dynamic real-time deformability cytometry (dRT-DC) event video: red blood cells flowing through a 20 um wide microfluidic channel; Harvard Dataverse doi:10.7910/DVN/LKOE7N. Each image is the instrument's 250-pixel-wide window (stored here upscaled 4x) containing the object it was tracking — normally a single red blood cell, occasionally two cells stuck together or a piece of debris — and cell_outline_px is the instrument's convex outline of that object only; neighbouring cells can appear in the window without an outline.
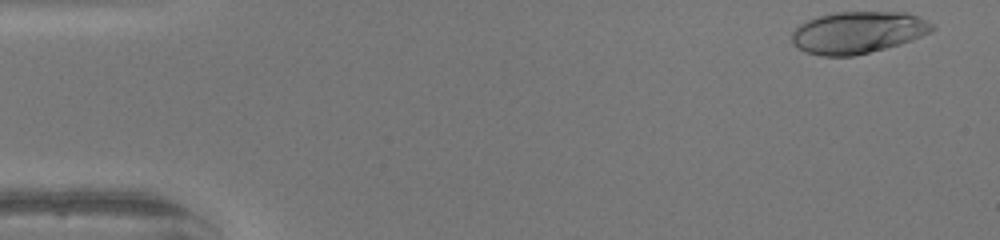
{"species": "human", "species_latin": "Homo sapiens", "temperature_condition": "warm", "stored_images_in_passage": 38, "camera_frame_rate_fps": 3000, "um_per_image_px": 0.085, "donor": {"sex": "female"}, "frame": {"image": 1, "passage_image": 1, "time_ms": 0.0, "image_size_px": [1000, 240], "cell_outline_px": [[936, 28], [932, 32], [912, 40], [900, 44], [852, 56], [820, 56], [804, 52], [796, 48], [792, 44], [792, 32], [800, 24], [808, 20], [820, 16], [836, 12], [904, 12], [920, 16], [932, 24]], "centroid_in_image_um": [72.92, 2.76], "position_along_channel_um": 12.1, "area_um2": 34.39}}
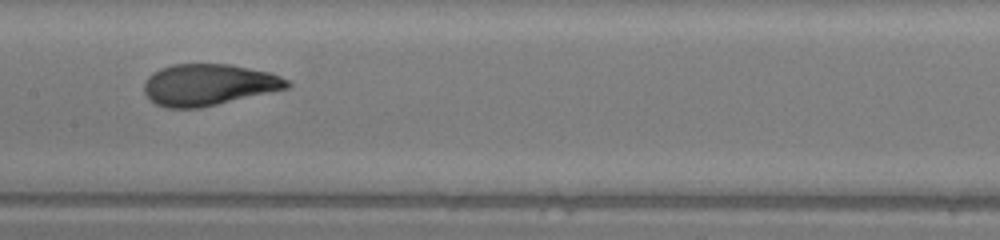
{"frame": {"image": 2, "passage_image": 23, "time_ms": 7.333, "image_size_px": [1000, 240], "cell_outline_px": [[292, 84], [288, 88], [200, 108], [164, 108], [148, 100], [144, 92], [144, 80], [152, 72], [160, 68], [172, 64], [228, 64], [268, 72], [280, 76], [288, 80]], "centroid_in_image_um": [17.67, 7.21], "position_along_channel_um": 189.7, "area_um2": 34.68}}
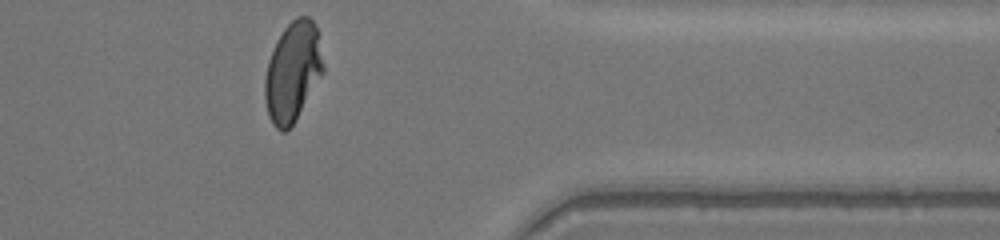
{"frame": {"image": 3, "passage_image": 38, "time_ms": 12.333, "image_size_px": [1000, 240], "cell_outline_px": [[324, 72], [296, 120], [284, 132], [280, 132], [272, 124], [268, 116], [264, 100], [264, 80], [268, 60], [276, 40], [284, 28], [296, 16], [308, 16], [316, 24], [324, 64]], "centroid_in_image_um": [24.87, 6.1], "position_along_channel_um": 386.5, "area_um2": 34.28}, "authors_computed_cell_mechanics": {"area_um2": 34.3621, "velocity_mm_per_s": 4.274, "shape_relaxation_time_tau1_ms": 6.6868, "shape_relaxation_time_tau2_ms": null, "deformation_change_tau1": 0.301, "deformation_change_tau2": null}}